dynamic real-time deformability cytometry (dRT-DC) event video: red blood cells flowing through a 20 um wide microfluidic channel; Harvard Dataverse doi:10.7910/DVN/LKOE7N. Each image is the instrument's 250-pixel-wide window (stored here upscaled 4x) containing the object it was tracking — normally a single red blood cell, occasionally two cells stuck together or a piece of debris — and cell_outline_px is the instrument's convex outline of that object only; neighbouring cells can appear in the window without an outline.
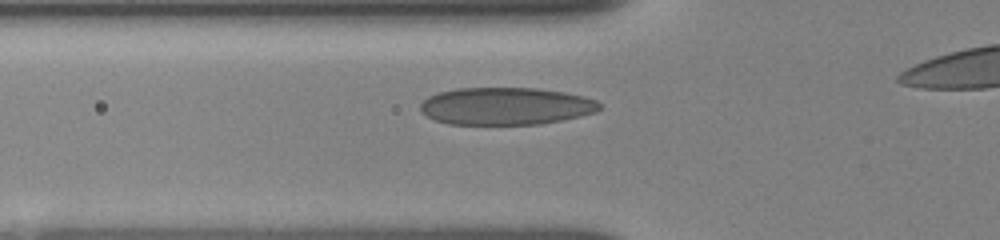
{"species": "human", "species_latin": "Homo sapiens", "temperature_condition": "room temperature", "stored_images_in_passage": 5, "camera_frame_rate_fps": 3000, "um_per_image_px": 0.085, "donor": {"sex": "female"}, "frame": {"image": 1, "passage_image": 2, "time_ms": 0.333, "image_size_px": [1000, 240], "cell_outline_px": [[600, 108], [596, 112], [580, 116], [540, 124], [448, 124], [436, 120], [420, 112], [420, 104], [428, 96], [440, 92], [456, 88], [536, 88], [564, 92], [584, 96], [596, 100], [600, 104]], "centroid_in_image_um": [42.98, 9.02], "position_along_channel_um": 82.8, "area_um2": 39.02}}